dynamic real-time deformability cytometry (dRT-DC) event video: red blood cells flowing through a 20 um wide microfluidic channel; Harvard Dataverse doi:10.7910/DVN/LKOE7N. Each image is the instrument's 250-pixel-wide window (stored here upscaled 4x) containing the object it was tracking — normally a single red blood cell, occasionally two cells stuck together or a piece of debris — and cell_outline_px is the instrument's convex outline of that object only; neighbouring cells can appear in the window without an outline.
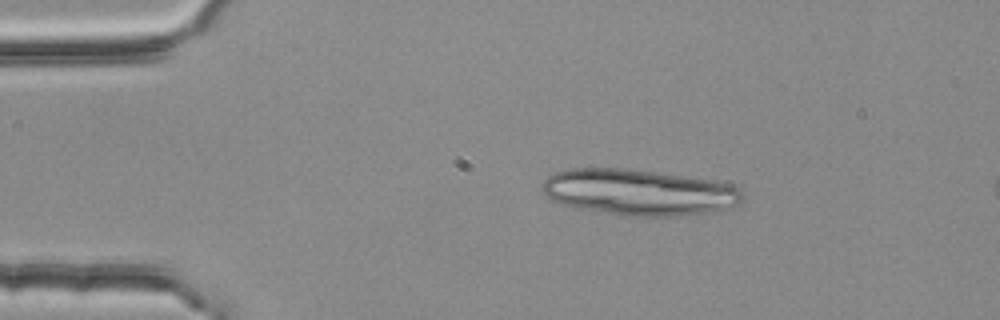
{"species": "common noctule bat (a hibernating species)", "species_latin": "Nyctalus noctula", "temperature_condition": "room temperature", "stored_images_in_passage": 2, "camera_frame_rate_fps": 3000, "um_per_image_px": 0.085, "animal": {"sex": "female", "body_mass_g": 25.1}, "frame": {"image": 1, "passage_image": 1, "time_ms": 0.0, "image_size_px": [1000, 320], "cell_outline_px": [[744, 200], [736, 204], [712, 212], [672, 216], [620, 216], [560, 204], [548, 200], [544, 196], [540, 188], [540, 184], [548, 176], [556, 172], [568, 168], [620, 168], [656, 172], [732, 184], [744, 196]], "centroid_in_image_um": [54.19, 16.35], "position_along_channel_um": 30.8, "area_um2": 53.81}}